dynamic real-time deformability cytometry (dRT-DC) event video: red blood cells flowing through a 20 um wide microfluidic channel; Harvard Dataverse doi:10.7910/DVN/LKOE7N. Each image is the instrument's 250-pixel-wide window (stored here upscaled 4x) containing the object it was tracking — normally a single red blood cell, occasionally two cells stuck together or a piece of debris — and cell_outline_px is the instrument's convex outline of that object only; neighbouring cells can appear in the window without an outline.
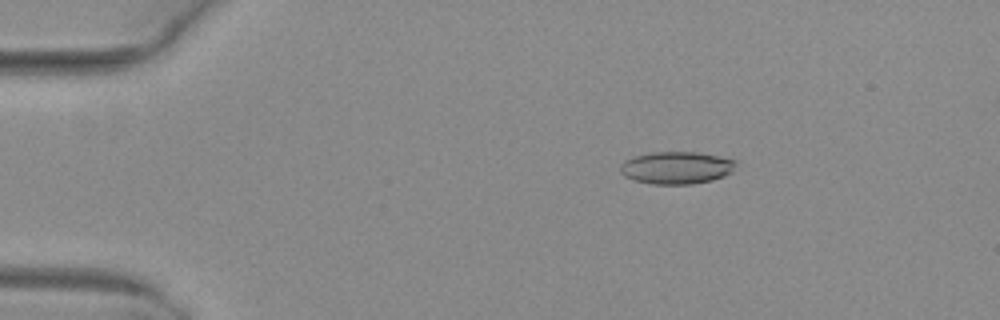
{"species": "common noctule bat (a hibernating species)", "species_latin": "Nyctalus noctula", "temperature_condition": "warm", "stored_images_in_passage": 53, "camera_frame_rate_fps": 3000, "um_per_image_px": 0.085, "animal": {"sex": "female", "body_mass_g": 29.2, "forearm_length_mm": 56.3}, "frame": {"image": 1, "passage_image": 10, "time_ms": 3.0, "image_size_px": [1000, 320], "cell_outline_px": [[740, 164], [732, 172], [724, 176], [712, 180], [692, 184], [652, 184], [632, 180], [624, 176], [620, 172], [620, 164], [624, 160], [636, 156], [652, 152], [696, 152], [736, 160]], "centroid_in_image_um": [57.51, 14.26], "position_along_channel_um": 27.5, "area_um2": 22.02}}
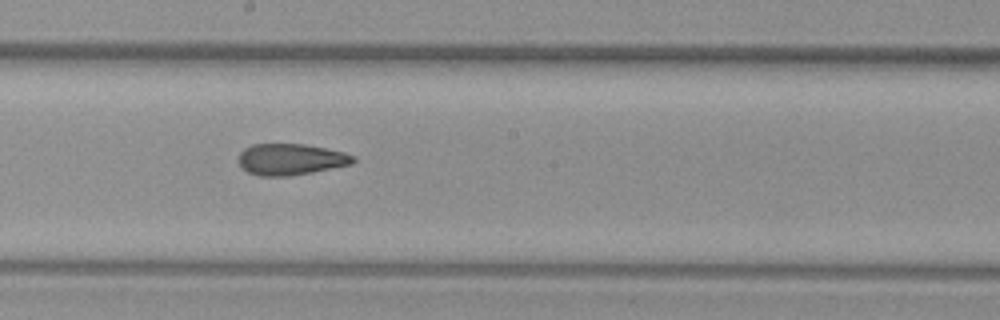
{"frame": {"image": 2, "passage_image": 30, "time_ms": 9.667, "image_size_px": [1000, 320], "cell_outline_px": [[356, 160], [352, 164], [312, 172], [288, 176], [260, 176], [248, 172], [240, 168], [240, 152], [244, 148], [252, 144], [304, 144], [344, 152], [356, 156]], "centroid_in_image_um": [24.71, 13.54], "position_along_channel_um": 223.5, "area_um2": 20.92}}
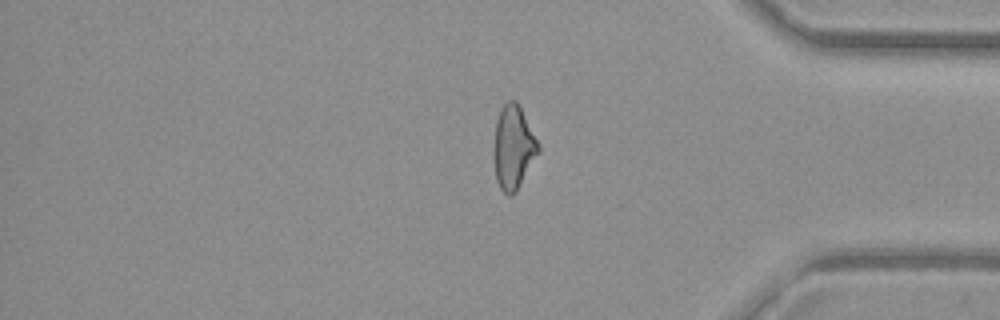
{"frame": {"image": 3, "passage_image": 44, "time_ms": 14.333, "image_size_px": [1000, 320], "cell_outline_px": [[540, 152], [516, 192], [512, 196], [508, 196], [500, 188], [496, 180], [492, 152], [492, 148], [496, 120], [500, 108], [508, 100], [516, 100], [540, 148]], "centroid_in_image_um": [43.59, 12.56], "position_along_channel_um": 391.6, "area_um2": 21.85}, "authors_computed_cell_mechanics": {"area_um2": 21.964, "velocity_mm_per_s": 4.0456, "shape_relaxation_time_tau1_ms": null, "shape_relaxation_time_tau2_ms": 2.4017, "deformation_change_tau1": null, "deformation_change_tau2": 0.1049}}